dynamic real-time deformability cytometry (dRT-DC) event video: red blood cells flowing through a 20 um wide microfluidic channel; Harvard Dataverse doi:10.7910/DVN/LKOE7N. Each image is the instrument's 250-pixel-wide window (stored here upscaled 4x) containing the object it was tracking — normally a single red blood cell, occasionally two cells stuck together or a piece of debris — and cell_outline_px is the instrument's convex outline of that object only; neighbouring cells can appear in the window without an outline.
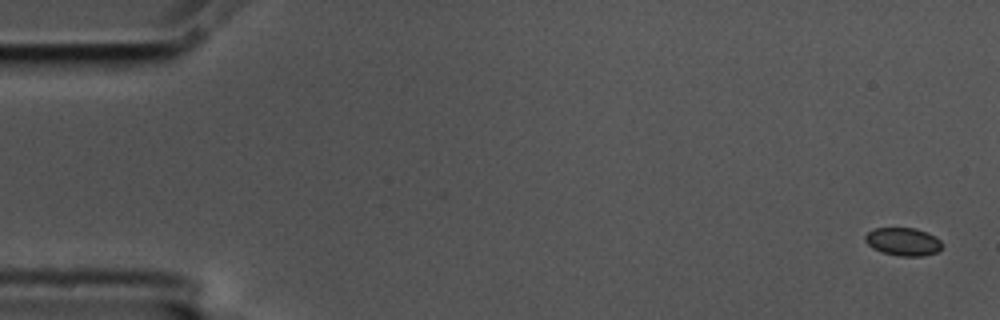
{"species": "common noctule bat (a hibernating species)", "species_latin": "Nyctalus noctula", "temperature_condition": "cold", "stored_images_in_passage": 17, "camera_frame_rate_fps": 3000, "um_per_image_px": 0.085, "animal": {"sex": "male", "body_mass_g": 17.5, "forearm_length_mm": 52.3}, "frame": {"image": 1, "passage_image": 1, "time_ms": 0.0, "image_size_px": [1000, 320], "cell_outline_px": [[940, 248], [936, 252], [920, 256], [900, 256], [884, 252], [872, 248], [864, 240], [864, 236], [868, 232], [876, 228], [916, 228], [928, 232], [936, 236], [940, 240]], "centroid_in_image_um": [76.75, 20.52], "position_along_channel_um": 8.2, "area_um2": 12.43}}
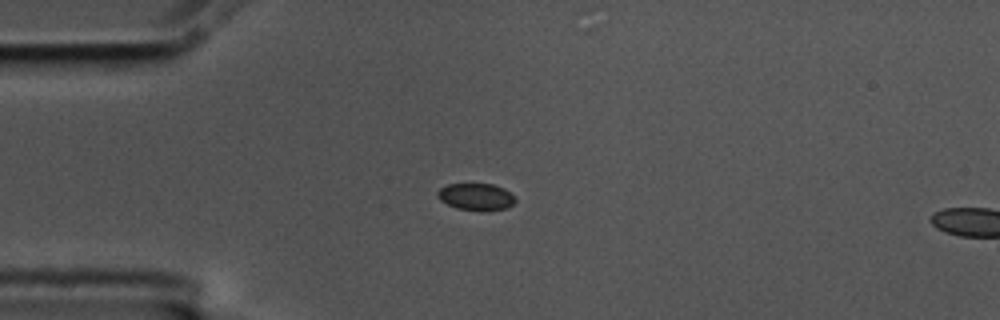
{"frame": {"image": 2, "passage_image": 14, "time_ms": 4.333, "image_size_px": [1000, 320], "cell_outline_px": [[516, 200], [512, 204], [504, 208], [456, 208], [440, 200], [436, 196], [436, 192], [440, 188], [448, 184], [492, 184], [504, 188]], "centroid_in_image_um": [40.39, 16.67], "position_along_channel_um": 44.6, "area_um2": 11.5}}